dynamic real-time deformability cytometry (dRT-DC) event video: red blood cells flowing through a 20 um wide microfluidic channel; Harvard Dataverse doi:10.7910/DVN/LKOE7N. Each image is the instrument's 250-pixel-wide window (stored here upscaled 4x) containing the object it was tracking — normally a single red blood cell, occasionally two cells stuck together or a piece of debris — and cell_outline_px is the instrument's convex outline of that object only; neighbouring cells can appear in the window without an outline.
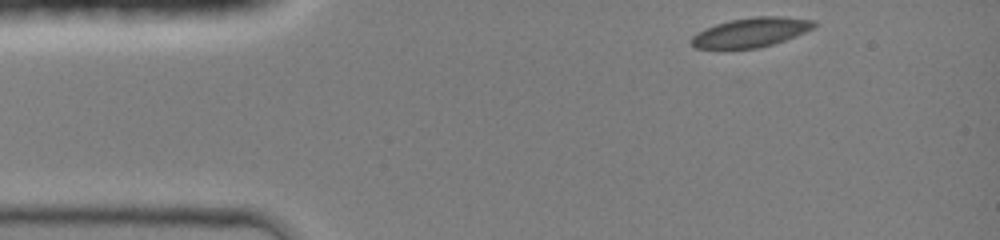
{"species": "common noctule bat (a hibernating species)", "species_latin": "Nyctalus noctula", "temperature_condition": "room temperature", "stored_images_in_passage": 36, "camera_frame_rate_fps": 3000, "um_per_image_px": 0.085, "animal": {"sex": "female", "body_mass_g": 19.0, "forearm_length_mm": 51.5}, "frame": {"image": 1, "passage_image": 1, "time_ms": 0.0, "image_size_px": [1000, 240], "cell_outline_px": [[816, 28], [796, 36], [760, 48], [696, 48], [692, 44], [692, 36], [696, 32], [704, 28], [716, 24], [732, 20], [756, 16], [784, 16], [816, 20]], "centroid_in_image_um": [63.89, 2.73], "position_along_channel_um": 21.1, "area_um2": 21.04}}
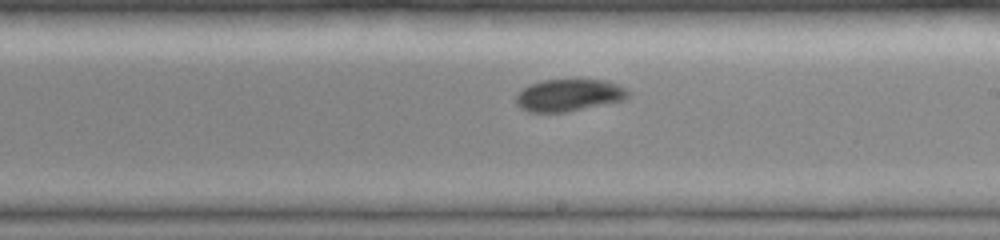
{"frame": {"image": 2, "passage_image": 21, "time_ms": 6.667, "image_size_px": [1000, 240], "cell_outline_px": [[628, 96], [624, 100], [568, 112], [528, 112], [520, 108], [516, 104], [516, 96], [528, 84], [544, 80], [604, 80], [616, 84], [624, 88], [628, 92]], "centroid_in_image_um": [48.32, 8.1], "position_along_channel_um": 240.7, "area_um2": 20.87}}
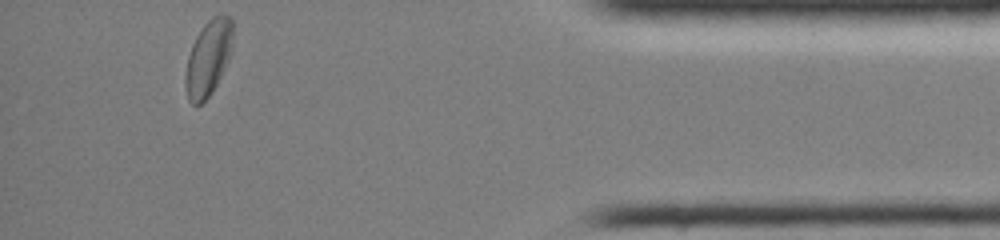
{"frame": {"image": 3, "passage_image": 36, "time_ms": 11.667, "image_size_px": [1000, 240], "cell_outline_px": [[232, 52], [212, 92], [200, 104], [192, 104], [188, 100], [184, 84], [184, 76], [188, 56], [192, 44], [196, 36], [204, 24], [212, 16], [220, 12], [232, 16]], "centroid_in_image_um": [17.7, 4.88], "position_along_channel_um": 417.5, "area_um2": 21.1}, "authors_computed_cell_mechanics": {"area_um2": 21.2126, "velocity_mm_per_s": 4.2681, "shape_relaxation_time_tau1_ms": 3.9435, "shape_relaxation_time_tau2_ms": 9.3581, "deformation_change_tau1": 0.1109, "deformation_change_tau2": 0.0867}}